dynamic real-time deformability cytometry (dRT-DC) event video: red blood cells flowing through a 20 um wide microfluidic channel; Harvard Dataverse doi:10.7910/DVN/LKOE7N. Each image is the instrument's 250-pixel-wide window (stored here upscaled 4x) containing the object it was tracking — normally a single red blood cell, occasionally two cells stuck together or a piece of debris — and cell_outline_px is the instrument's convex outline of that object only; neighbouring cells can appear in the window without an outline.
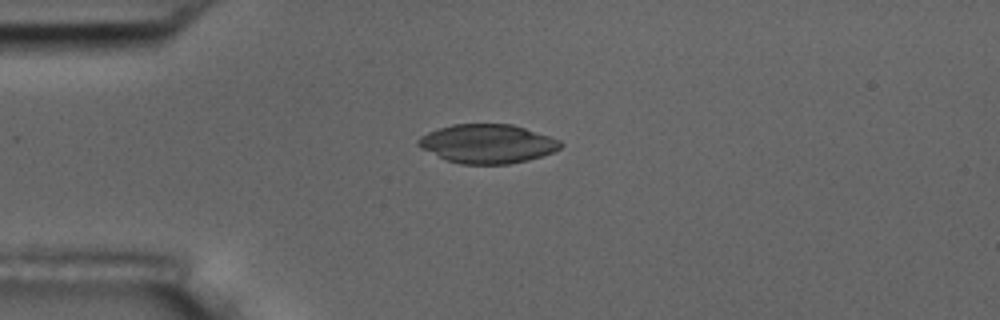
{"species": "common noctule bat (a hibernating species)", "species_latin": "Nyctalus noctula", "temperature_condition": "room temperature", "stored_images_in_passage": 5, "camera_frame_rate_fps": 3000, "um_per_image_px": 0.085, "animal": {"sex": "male", "body_mass_g": 17.5, "forearm_length_mm": 52.3}, "frame": {"image": 1, "passage_image": 3, "time_ms": 0.667, "image_size_px": [1000, 320], "cell_outline_px": [[564, 144], [560, 148], [552, 152], [528, 160], [508, 164], [460, 164], [444, 160], [420, 148], [416, 144], [416, 140], [420, 136], [428, 132], [452, 124], [512, 124], [560, 140]], "centroid_in_image_um": [41.38, 12.22], "position_along_channel_um": 43.6, "area_um2": 32.31}}